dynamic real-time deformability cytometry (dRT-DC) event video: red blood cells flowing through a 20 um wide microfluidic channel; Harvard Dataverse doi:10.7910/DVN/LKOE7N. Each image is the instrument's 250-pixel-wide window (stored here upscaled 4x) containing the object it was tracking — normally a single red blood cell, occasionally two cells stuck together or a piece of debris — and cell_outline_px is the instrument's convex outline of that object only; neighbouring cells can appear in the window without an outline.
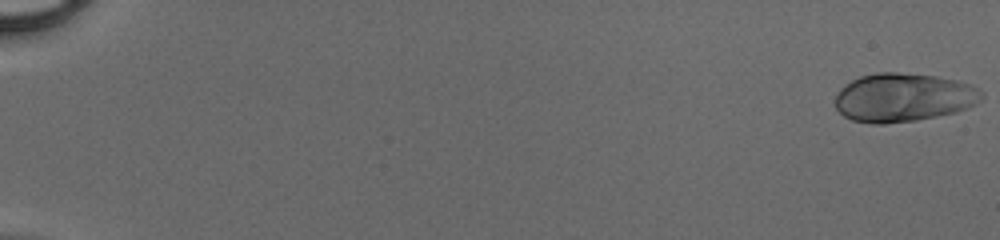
{"species": "human", "species_latin": "Homo sapiens", "temperature_condition": "cold", "stored_images_in_passage": 50, "camera_frame_rate_fps": 3000, "um_per_image_px": 0.085, "donor": {"sex": "male"}, "frame": {"image": 1, "passage_image": 1, "time_ms": 0.0, "image_size_px": [1000, 240], "cell_outline_px": [[984, 96], [976, 104], [968, 108], [956, 112], [916, 120], [884, 124], [872, 124], [852, 120], [844, 116], [836, 108], [836, 92], [844, 84], [860, 76], [876, 72], [896, 72], [936, 76], [956, 80], [968, 84], [976, 88]], "centroid_in_image_um": [76.75, 8.28], "position_along_channel_um": 8.2, "area_um2": 41.5}}
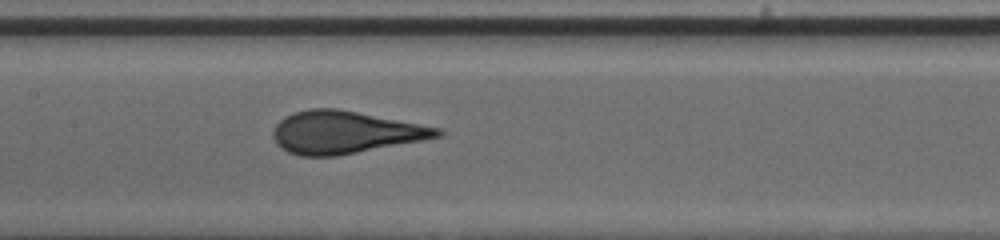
{"frame": {"image": 2, "passage_image": 27, "time_ms": 8.667, "image_size_px": [1000, 240], "cell_outline_px": [[444, 136], [424, 140], [340, 156], [300, 156], [288, 152], [280, 148], [276, 144], [272, 136], [272, 128], [284, 116], [308, 108], [336, 108], [440, 128], [444, 132]], "centroid_in_image_um": [29.29, 11.26], "position_along_channel_um": 178.1, "area_um2": 40.86}}
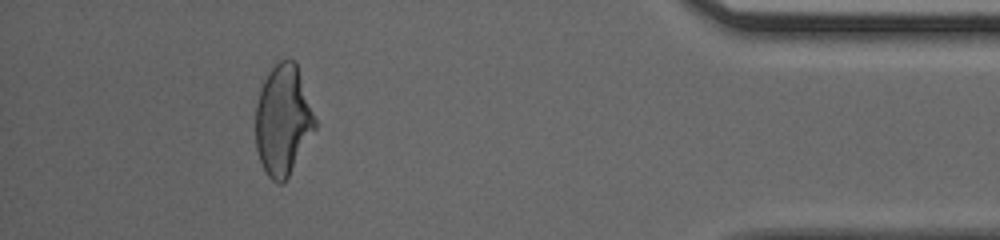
{"frame": {"image": 3, "passage_image": 46, "time_ms": 15.0, "image_size_px": [1000, 240], "cell_outline_px": [[316, 128], [288, 176], [280, 184], [276, 184], [268, 176], [260, 160], [256, 148], [256, 104], [260, 88], [268, 72], [280, 60], [288, 56], [296, 60], [316, 120]], "centroid_in_image_um": [24.05, 10.16], "position_along_channel_um": 411.1, "area_um2": 38.21}}